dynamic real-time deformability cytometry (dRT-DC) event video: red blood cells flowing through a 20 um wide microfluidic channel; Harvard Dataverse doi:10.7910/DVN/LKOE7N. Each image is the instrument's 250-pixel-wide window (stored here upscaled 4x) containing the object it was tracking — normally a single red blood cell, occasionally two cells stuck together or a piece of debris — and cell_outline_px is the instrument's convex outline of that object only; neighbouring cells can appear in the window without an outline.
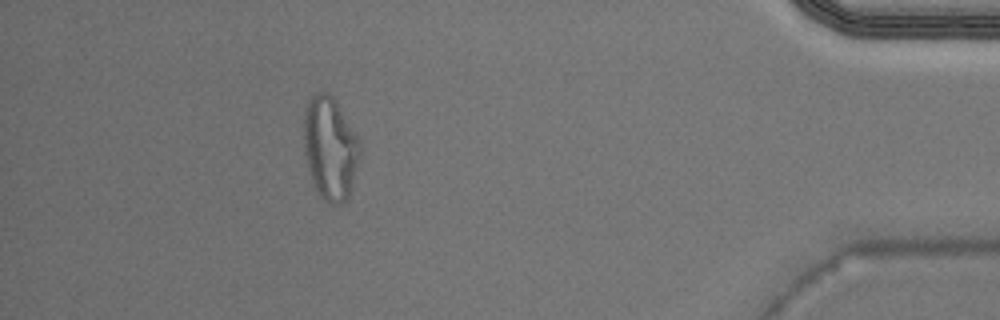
{"species": "Egyptian fruit bat (a non-hibernating species)", "species_latin": "Rousettus aegyptiacus", "temperature_condition": "warm", "stored_images_in_passage": 29, "camera_frame_rate_fps": 3000, "um_per_image_px": 0.085, "animal": {"sex": "male"}, "frame": {"image": 1, "passage_image": 25, "time_ms": 8.0, "image_size_px": [1000, 320], "cell_outline_px": [[360, 152], [348, 196], [340, 204], [328, 204], [320, 196], [316, 188], [304, 152], [304, 112], [308, 100], [316, 92], [328, 92], [332, 96], [360, 140]], "centroid_in_image_um": [28.05, 12.56], "position_along_channel_um": 407.2, "area_um2": 33.0}}